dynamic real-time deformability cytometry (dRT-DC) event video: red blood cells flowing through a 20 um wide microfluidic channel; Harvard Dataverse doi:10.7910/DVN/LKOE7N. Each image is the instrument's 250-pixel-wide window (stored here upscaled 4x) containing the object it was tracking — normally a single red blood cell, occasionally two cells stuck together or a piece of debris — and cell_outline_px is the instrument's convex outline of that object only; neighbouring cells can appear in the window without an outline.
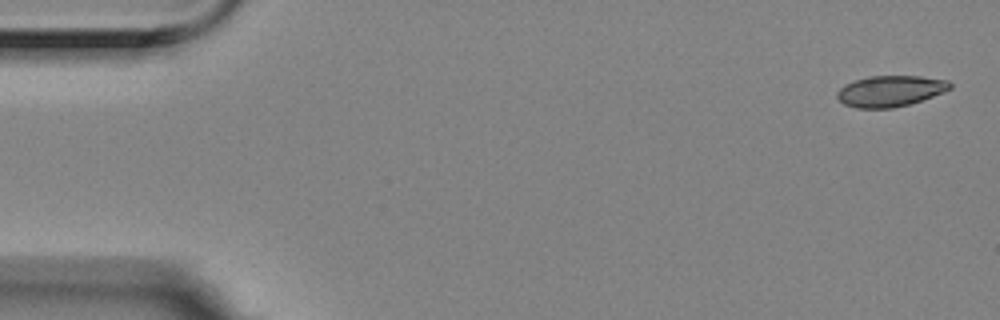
{"species": "Egyptian fruit bat (a non-hibernating species)", "species_latin": "Rousettus aegyptiacus", "temperature_condition": "room temperature", "stored_images_in_passage": 5, "camera_frame_rate_fps": 3000, "um_per_image_px": 0.085, "animal": {"sex": "female"}, "frame": {"image": 1, "passage_image": 1, "time_ms": 0.0, "image_size_px": [1000, 320], "cell_outline_px": [[952, 88], [944, 92], [908, 104], [892, 108], [856, 108], [844, 104], [836, 96], [836, 92], [844, 84], [868, 76], [920, 76], [948, 80], [952, 84]], "centroid_in_image_um": [75.66, 7.73], "position_along_channel_um": 9.3, "area_um2": 20.35}}
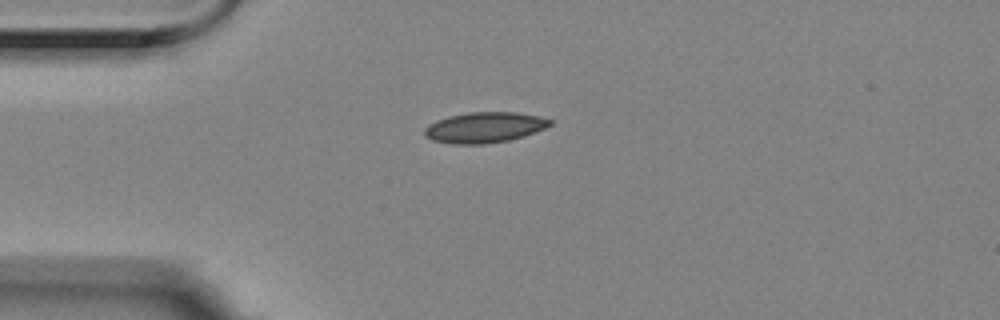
{"frame": {"image": 2, "passage_image": 4, "time_ms": 1.0, "image_size_px": [1000, 320], "cell_outline_px": [[552, 124], [536, 132], [524, 136], [508, 140], [484, 144], [452, 144], [432, 140], [424, 136], [424, 128], [428, 124], [436, 120], [448, 116], [468, 112], [516, 112], [540, 116], [552, 120]], "centroid_in_image_um": [41.16, 10.83], "position_along_channel_um": 43.8, "area_um2": 22.54}}